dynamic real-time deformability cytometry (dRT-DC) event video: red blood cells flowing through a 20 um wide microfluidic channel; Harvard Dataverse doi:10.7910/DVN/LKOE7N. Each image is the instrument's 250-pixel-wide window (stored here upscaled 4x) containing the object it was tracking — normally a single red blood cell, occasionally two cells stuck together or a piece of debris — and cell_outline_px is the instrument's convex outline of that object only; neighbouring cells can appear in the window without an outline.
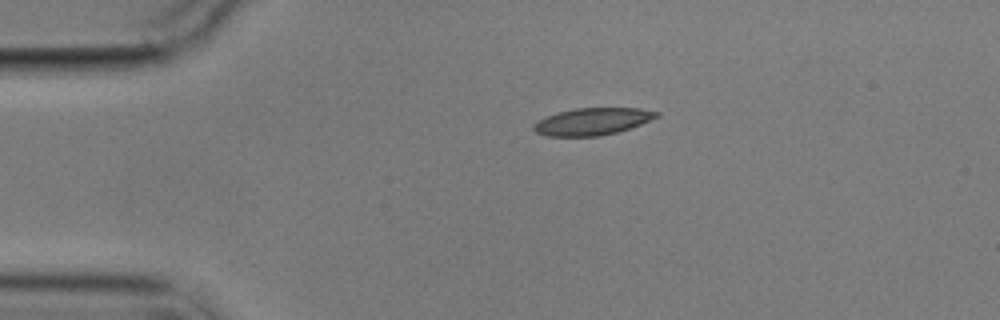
{"species": "common noctule bat (a hibernating species)", "species_latin": "Nyctalus noctula", "temperature_condition": "cold", "stored_images_in_passage": 3, "camera_frame_rate_fps": 3000, "um_per_image_px": 0.085, "animal": {"sex": "male", "body_mass_g": 17.9}, "frame": {"image": 1, "passage_image": 1, "time_ms": 0.0, "image_size_px": [1000, 320], "cell_outline_px": [[660, 116], [640, 124], [616, 132], [600, 136], [544, 136], [536, 132], [532, 128], [532, 124], [536, 120], [560, 112], [576, 108], [640, 108], [660, 112]], "centroid_in_image_um": [50.33, 10.32], "position_along_channel_um": 34.7, "area_um2": 19.36}}
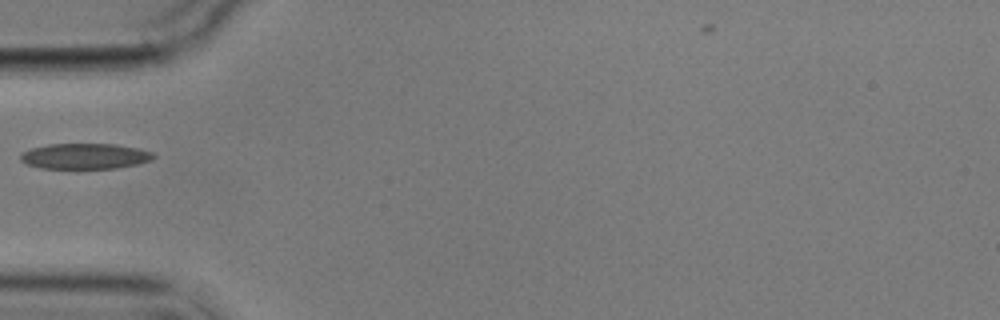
{"frame": {"image": 2, "passage_image": 3, "time_ms": 2.333, "image_size_px": [1000, 320], "cell_outline_px": [[156, 156], [152, 160], [136, 164], [116, 168], [40, 168], [28, 164], [20, 160], [20, 152], [32, 148], [48, 144], [116, 144], [136, 148], [152, 152]], "centroid_in_image_um": [7.2, 13.27], "position_along_channel_um": 77.8, "area_um2": 19.77}}